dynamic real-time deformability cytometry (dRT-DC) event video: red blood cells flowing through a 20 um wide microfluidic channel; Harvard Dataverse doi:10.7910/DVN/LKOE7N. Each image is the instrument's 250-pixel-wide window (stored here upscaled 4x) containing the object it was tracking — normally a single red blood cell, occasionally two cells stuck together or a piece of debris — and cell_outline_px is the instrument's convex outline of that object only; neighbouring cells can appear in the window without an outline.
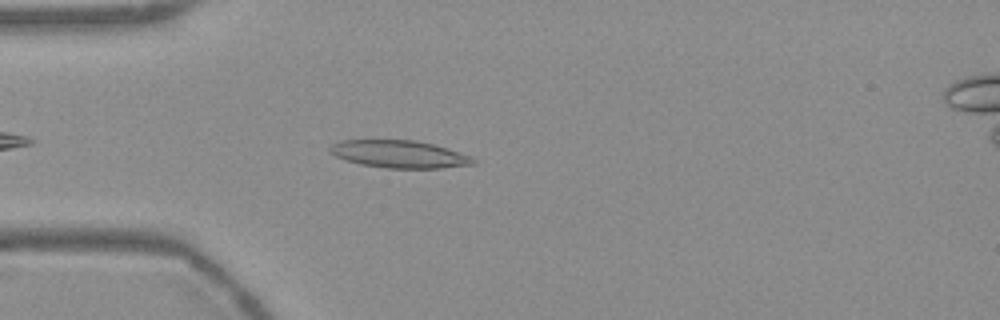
{"species": "Egyptian fruit bat (a non-hibernating species)", "species_latin": "Rousettus aegyptiacus", "temperature_condition": "warm", "stored_images_in_passage": 44, "camera_frame_rate_fps": 3000, "um_per_image_px": 0.085, "frame": {"image": 1, "passage_image": 5, "time_ms": 1.333, "image_size_px": [1000, 320], "cell_outline_px": [[476, 164], [440, 168], [388, 168], [360, 164], [344, 160], [336, 156], [328, 148], [332, 144], [340, 140], [416, 140], [432, 144], [468, 156], [476, 160]], "centroid_in_image_um": [33.89, 13.1], "position_along_channel_um": 51.1, "area_um2": 22.66}}
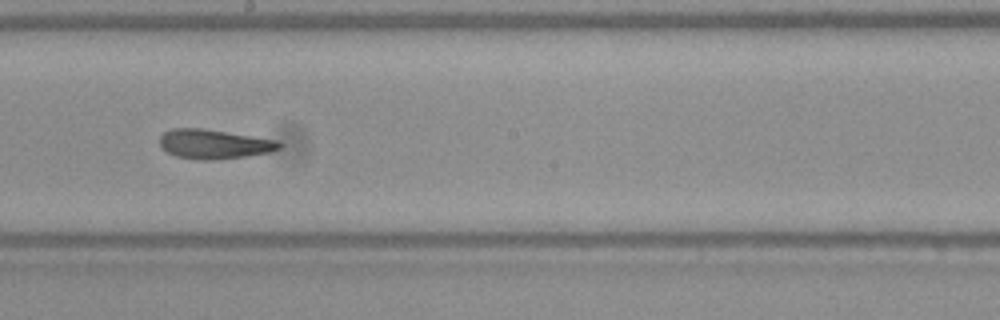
{"frame": {"image": 2, "passage_image": 20, "time_ms": 6.333, "image_size_px": [1000, 320], "cell_outline_px": [[284, 144], [280, 148], [272, 152], [248, 156], [212, 160], [200, 160], [176, 156], [160, 148], [160, 136], [164, 132], [172, 128], [200, 128], [280, 140]], "centroid_in_image_um": [18.23, 12.25], "position_along_channel_um": 230.0, "area_um2": 20.69}}
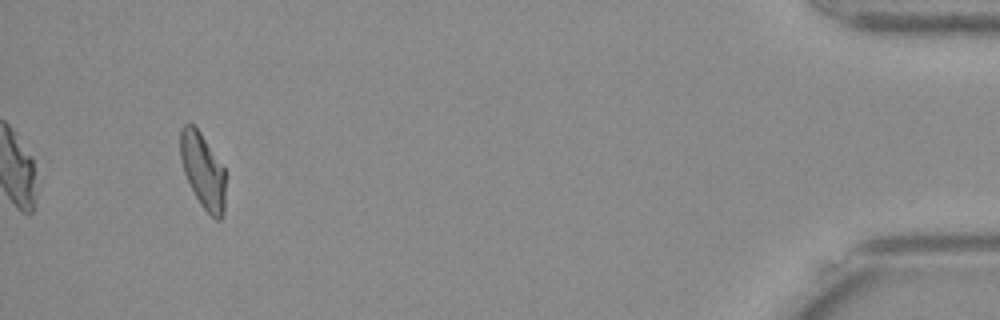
{"frame": {"image": 3, "passage_image": 41, "time_ms": 13.333, "image_size_px": [1000, 320], "cell_outline_px": [[224, 216], [220, 220], [216, 220], [200, 204], [184, 172], [180, 160], [180, 128], [184, 124], [192, 124], [200, 132], [224, 168]], "centroid_in_image_um": [17.23, 14.5], "position_along_channel_um": 418.0, "area_um2": 19.48}, "authors_computed_cell_mechanics": {"area_um2": 20.6057, "velocity_mm_per_s": 3.7513, "shape_relaxation_time_tau1_ms": null, "shape_relaxation_time_tau2_ms": 2.4217, "deformation_change_tau1": null, "deformation_change_tau2": 0.0982}}